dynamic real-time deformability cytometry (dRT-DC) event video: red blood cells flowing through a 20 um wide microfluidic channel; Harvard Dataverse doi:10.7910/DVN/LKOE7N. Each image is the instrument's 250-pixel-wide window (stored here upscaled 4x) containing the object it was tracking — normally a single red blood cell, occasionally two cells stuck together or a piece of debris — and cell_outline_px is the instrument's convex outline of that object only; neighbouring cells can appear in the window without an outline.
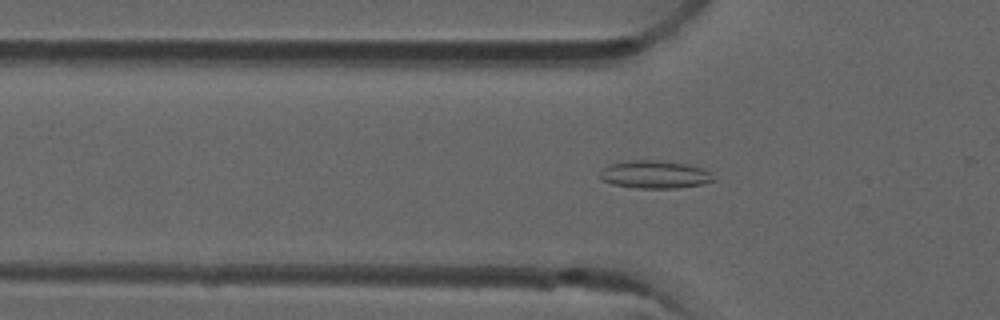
{"species": "common noctule bat (a hibernating species)", "species_latin": "Nyctalus noctula", "temperature_condition": "room temperature", "stored_images_in_passage": 42, "camera_frame_rate_fps": 3000, "um_per_image_px": 0.085, "animal": {"sex": "male", "forearm_length_mm": 52.5}, "frame": {"image": 1, "passage_image": 7, "time_ms": 2.0, "image_size_px": [1000, 320], "cell_outline_px": [[716, 180], [700, 184], [676, 188], [636, 188], [612, 184], [600, 180], [600, 176], [604, 168], [608, 164], [628, 160], [660, 160], [688, 164], [704, 168], [712, 172]], "centroid_in_image_um": [55.68, 14.82], "position_along_channel_um": 70.1, "area_um2": 18.61}}
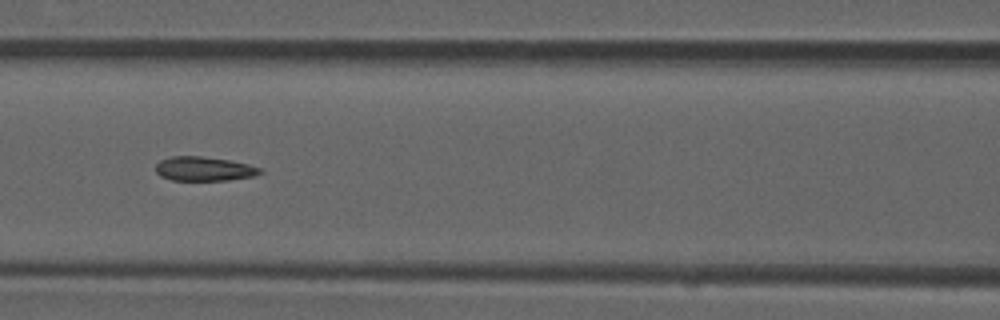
{"frame": {"image": 2, "passage_image": 13, "time_ms": 4.0, "image_size_px": [1000, 320], "cell_outline_px": [[264, 172], [252, 176], [228, 180], [172, 180], [160, 176], [156, 172], [156, 164], [160, 160], [172, 156], [200, 156], [228, 160], [248, 164], [260, 168]], "centroid_in_image_um": [17.32, 14.35], "position_along_channel_um": 149.3, "area_um2": 14.62}}
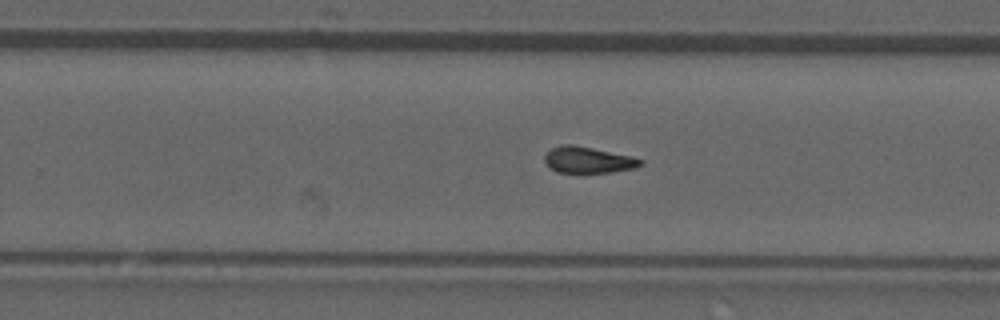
{"frame": {"image": 3, "passage_image": 23, "time_ms": 7.333, "image_size_px": [1000, 320], "cell_outline_px": [[644, 164], [636, 168], [612, 172], [580, 176], [556, 172], [544, 160], [544, 156], [552, 148], [560, 144], [572, 144], [632, 156], [644, 160]], "centroid_in_image_um": [50.01, 13.65], "position_along_channel_um": 279.8, "area_um2": 15.43}, "authors_computed_cell_mechanics": {"area_um2": 15.028, "velocity_mm_per_s": 3.9352, "shape_relaxation_time_tau1_ms": null, "shape_relaxation_time_tau2_ms": 9.3111, "deformation_change_tau1": null, "deformation_change_tau2": 0.1432}}